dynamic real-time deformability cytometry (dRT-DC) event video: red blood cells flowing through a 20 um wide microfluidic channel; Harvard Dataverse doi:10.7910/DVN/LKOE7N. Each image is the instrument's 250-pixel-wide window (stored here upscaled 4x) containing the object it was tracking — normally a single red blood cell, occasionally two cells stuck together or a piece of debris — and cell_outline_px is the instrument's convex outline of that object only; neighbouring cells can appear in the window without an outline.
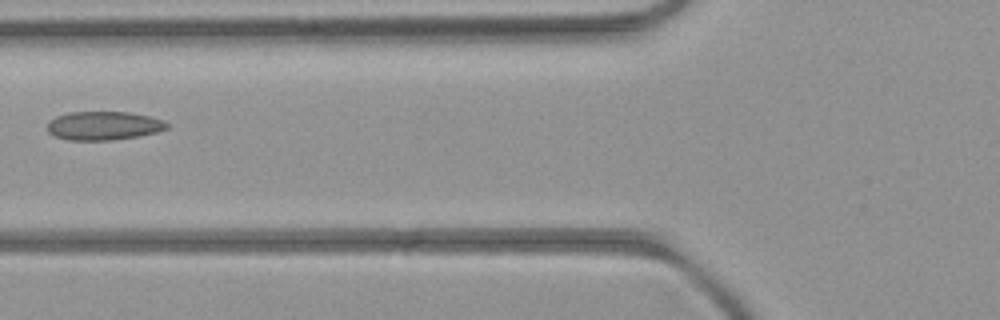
{"species": "common noctule bat (a hibernating species)", "species_latin": "Nyctalus noctula", "temperature_condition": "room temperature", "stored_images_in_passage": 7, "camera_frame_rate_fps": 3000, "um_per_image_px": 0.085, "animal": {"sex": "female", "body_mass_g": 21.9}, "frame": {"image": 1, "passage_image": 5, "time_ms": 5.333, "image_size_px": [1000, 320], "cell_outline_px": [[168, 128], [156, 132], [136, 136], [112, 140], [68, 140], [56, 136], [48, 132], [48, 120], [56, 116], [68, 112], [128, 112], [148, 116], [160, 120], [168, 124]], "centroid_in_image_um": [8.76, 10.68], "position_along_channel_um": 117.0, "area_um2": 19.77}}
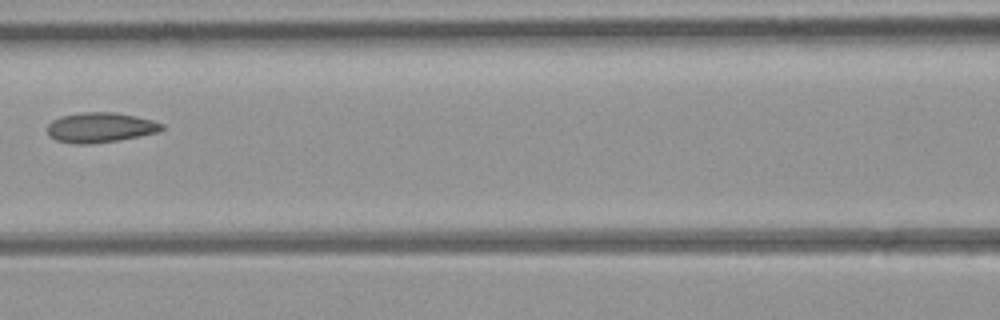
{"frame": {"image": 2, "passage_image": 6, "time_ms": 6.333, "image_size_px": [1000, 320], "cell_outline_px": [[164, 128], [160, 132], [120, 140], [88, 144], [76, 144], [56, 140], [48, 136], [48, 124], [52, 120], [60, 116], [80, 112], [112, 112], [136, 116], [152, 120], [164, 124]], "centroid_in_image_um": [8.53, 10.83], "position_along_channel_um": 158.1, "area_um2": 20.17}}
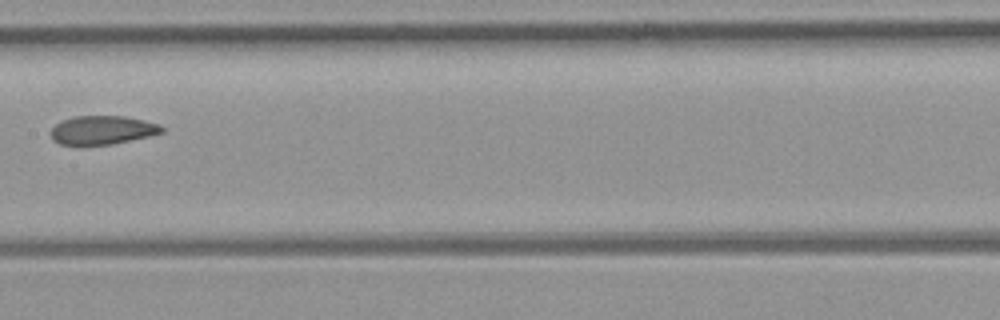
{"frame": {"image": 3, "passage_image": 7, "time_ms": 7.333, "image_size_px": [1000, 320], "cell_outline_px": [[164, 132], [148, 136], [112, 144], [60, 144], [52, 140], [48, 132], [60, 120], [72, 116], [124, 116], [144, 120], [160, 124], [164, 128]], "centroid_in_image_um": [8.67, 11.04], "position_along_channel_um": 198.7, "area_um2": 18.61}}